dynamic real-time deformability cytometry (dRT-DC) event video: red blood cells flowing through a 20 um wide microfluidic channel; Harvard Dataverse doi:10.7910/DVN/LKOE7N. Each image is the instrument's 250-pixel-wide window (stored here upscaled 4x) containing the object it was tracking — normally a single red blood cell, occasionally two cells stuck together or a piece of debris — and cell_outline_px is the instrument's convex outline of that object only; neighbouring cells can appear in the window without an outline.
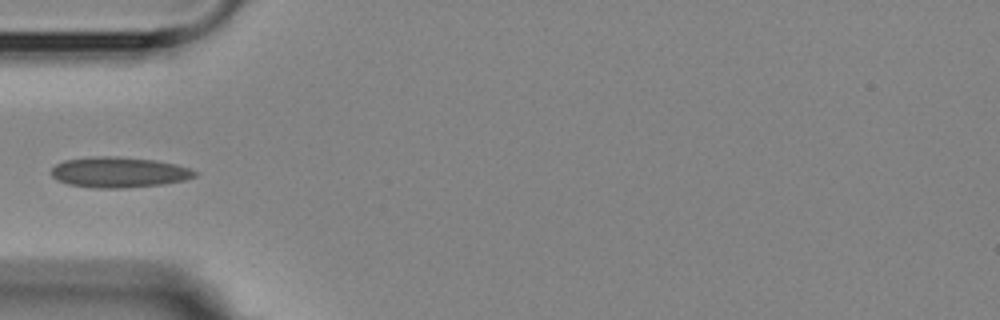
{"species": "Egyptian fruit bat (a non-hibernating species)", "species_latin": "Rousettus aegyptiacus", "temperature_condition": "room temperature", "stored_images_in_passage": 1, "camera_frame_rate_fps": 3000, "um_per_image_px": 0.085, "animal": {"sex": "female"}, "frame": {"image": 1, "passage_image": 1, "time_ms": 0.0, "image_size_px": [1000, 320], "cell_outline_px": [[196, 176], [184, 180], [164, 184], [124, 188], [92, 188], [68, 184], [56, 180], [52, 176], [52, 168], [56, 164], [64, 160], [100, 156], [116, 156], [156, 160], [176, 164], [188, 168], [196, 172]], "centroid_in_image_um": [10.09, 14.65], "position_along_channel_um": 74.9, "area_um2": 25.55}}